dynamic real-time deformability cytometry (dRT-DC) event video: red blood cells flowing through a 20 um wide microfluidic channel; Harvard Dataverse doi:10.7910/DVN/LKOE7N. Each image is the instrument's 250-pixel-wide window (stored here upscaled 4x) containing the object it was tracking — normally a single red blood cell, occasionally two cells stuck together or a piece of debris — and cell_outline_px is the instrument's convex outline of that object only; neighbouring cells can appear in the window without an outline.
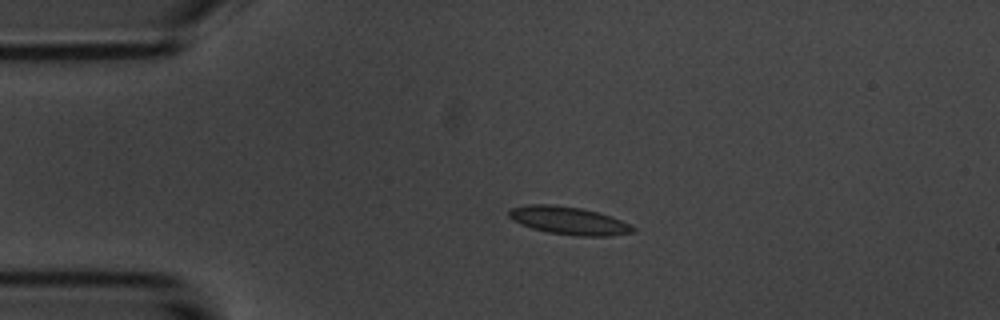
{"species": "common noctule bat (a hibernating species)", "species_latin": "Nyctalus noctula", "temperature_condition": "room temperature", "stored_images_in_passage": 4, "camera_frame_rate_fps": 3000, "um_per_image_px": 0.085, "animal": {"sex": "male", "body_mass_g": 20.1, "forearm_length_mm": 53.5}, "frame": {"image": 1, "passage_image": 3, "time_ms": 3.0, "image_size_px": [1000, 320], "cell_outline_px": [[636, 232], [608, 236], [576, 236], [548, 232], [532, 228], [520, 224], [512, 220], [508, 216], [508, 212], [512, 208], [528, 204], [548, 204], [580, 208], [596, 212], [632, 224], [636, 228]], "centroid_in_image_um": [48.35, 18.76], "position_along_channel_um": 36.7, "area_um2": 20.06}}